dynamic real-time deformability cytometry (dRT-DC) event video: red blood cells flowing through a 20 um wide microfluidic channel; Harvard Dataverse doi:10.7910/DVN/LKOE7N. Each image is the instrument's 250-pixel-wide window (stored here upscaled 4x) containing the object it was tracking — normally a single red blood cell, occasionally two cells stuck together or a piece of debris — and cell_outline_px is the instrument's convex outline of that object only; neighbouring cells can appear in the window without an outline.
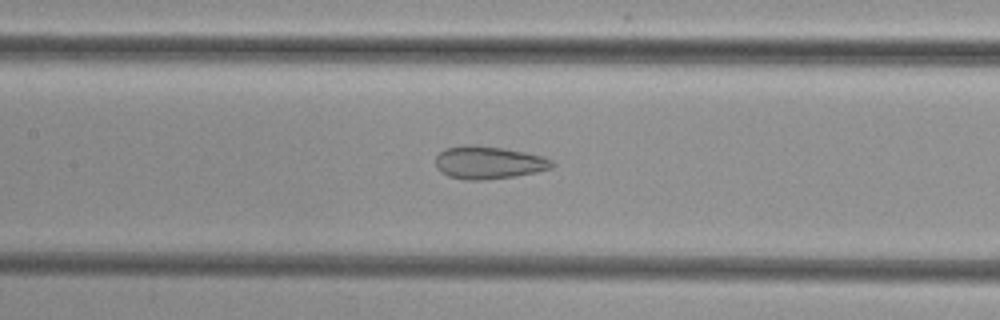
{"species": "common noctule bat (a hibernating species)", "species_latin": "Nyctalus noctula", "temperature_condition": "cold", "stored_images_in_passage": 48, "camera_frame_rate_fps": 3000, "um_per_image_px": 0.085, "animal": {"sex": "female", "body_mass_g": 29.2, "forearm_length_mm": 56.3}, "frame": {"image": 1, "passage_image": 21, "time_ms": 6.667, "image_size_px": [1000, 320], "cell_outline_px": [[556, 164], [552, 168], [536, 172], [516, 176], [484, 180], [464, 180], [448, 176], [440, 172], [436, 168], [436, 156], [440, 152], [448, 148], [464, 144], [476, 144], [504, 148], [544, 156], [552, 160]], "centroid_in_image_um": [41.54, 13.81], "position_along_channel_um": 165.9, "area_um2": 22.54}}
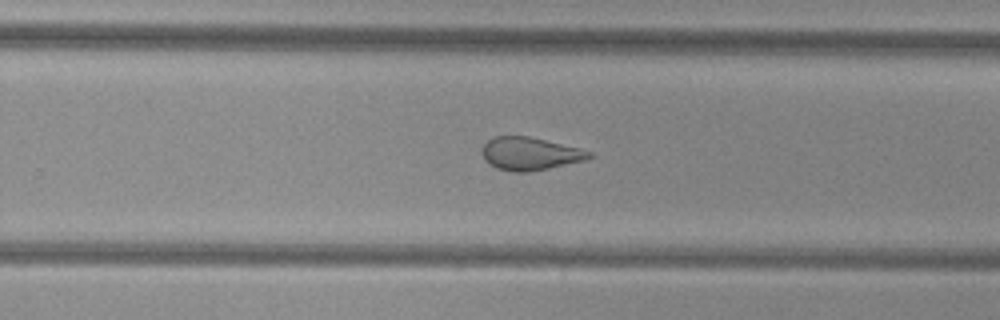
{"frame": {"image": 2, "passage_image": 30, "time_ms": 9.667, "image_size_px": [1000, 320], "cell_outline_px": [[592, 156], [584, 160], [548, 168], [528, 172], [512, 172], [496, 168], [488, 164], [484, 160], [480, 152], [480, 148], [492, 136], [528, 136], [580, 148], [592, 152]], "centroid_in_image_um": [44.97, 13.06], "position_along_channel_um": 284.8, "area_um2": 20.63}}
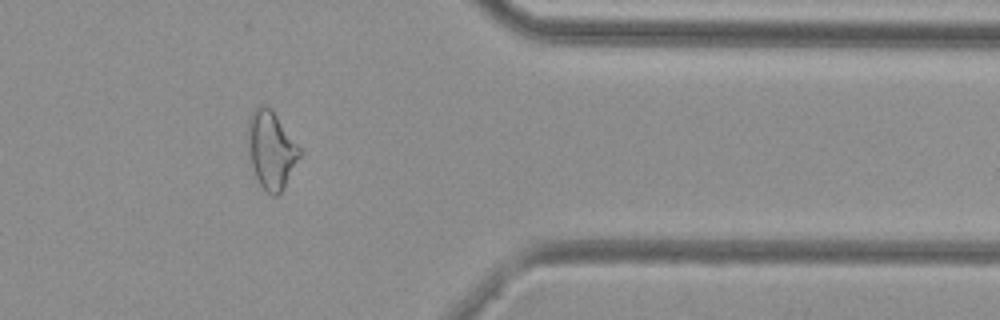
{"frame": {"image": 3, "passage_image": 39, "time_ms": 12.667, "image_size_px": [1000, 320], "cell_outline_px": [[300, 156], [284, 188], [276, 196], [272, 196], [256, 180], [248, 152], [248, 120], [252, 112], [260, 104], [264, 104], [272, 108], [300, 148]], "centroid_in_image_um": [23.04, 12.72], "position_along_channel_um": 388.4, "area_um2": 23.35}}